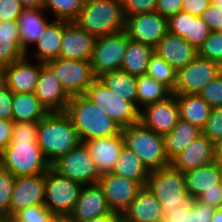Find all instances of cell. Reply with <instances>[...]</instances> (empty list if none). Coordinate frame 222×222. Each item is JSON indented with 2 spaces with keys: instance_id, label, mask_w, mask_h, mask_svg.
Wrapping results in <instances>:
<instances>
[{
  "instance_id": "1",
  "label": "cell",
  "mask_w": 222,
  "mask_h": 222,
  "mask_svg": "<svg viewBox=\"0 0 222 222\" xmlns=\"http://www.w3.org/2000/svg\"><path fill=\"white\" fill-rule=\"evenodd\" d=\"M37 143L52 164L77 147L81 140L66 112H49L38 122Z\"/></svg>"
},
{
  "instance_id": "2",
  "label": "cell",
  "mask_w": 222,
  "mask_h": 222,
  "mask_svg": "<svg viewBox=\"0 0 222 222\" xmlns=\"http://www.w3.org/2000/svg\"><path fill=\"white\" fill-rule=\"evenodd\" d=\"M65 112L71 118L81 142L121 133L122 128L84 95L72 96Z\"/></svg>"
},
{
  "instance_id": "3",
  "label": "cell",
  "mask_w": 222,
  "mask_h": 222,
  "mask_svg": "<svg viewBox=\"0 0 222 222\" xmlns=\"http://www.w3.org/2000/svg\"><path fill=\"white\" fill-rule=\"evenodd\" d=\"M73 22L99 38L124 31L126 17L120 0H85Z\"/></svg>"
},
{
  "instance_id": "4",
  "label": "cell",
  "mask_w": 222,
  "mask_h": 222,
  "mask_svg": "<svg viewBox=\"0 0 222 222\" xmlns=\"http://www.w3.org/2000/svg\"><path fill=\"white\" fill-rule=\"evenodd\" d=\"M121 132L124 145L137 154L150 172L170 166L163 135L146 128L141 122L123 128Z\"/></svg>"
},
{
  "instance_id": "5",
  "label": "cell",
  "mask_w": 222,
  "mask_h": 222,
  "mask_svg": "<svg viewBox=\"0 0 222 222\" xmlns=\"http://www.w3.org/2000/svg\"><path fill=\"white\" fill-rule=\"evenodd\" d=\"M0 166L19 177L45 173L51 164L37 142L11 141L0 153Z\"/></svg>"
},
{
  "instance_id": "6",
  "label": "cell",
  "mask_w": 222,
  "mask_h": 222,
  "mask_svg": "<svg viewBox=\"0 0 222 222\" xmlns=\"http://www.w3.org/2000/svg\"><path fill=\"white\" fill-rule=\"evenodd\" d=\"M83 95L122 129L140 122V110L136 105L111 91L100 78H96Z\"/></svg>"
},
{
  "instance_id": "7",
  "label": "cell",
  "mask_w": 222,
  "mask_h": 222,
  "mask_svg": "<svg viewBox=\"0 0 222 222\" xmlns=\"http://www.w3.org/2000/svg\"><path fill=\"white\" fill-rule=\"evenodd\" d=\"M146 187L153 193L163 208L174 209L190 199L186 189L185 175L171 165L151 171Z\"/></svg>"
},
{
  "instance_id": "8",
  "label": "cell",
  "mask_w": 222,
  "mask_h": 222,
  "mask_svg": "<svg viewBox=\"0 0 222 222\" xmlns=\"http://www.w3.org/2000/svg\"><path fill=\"white\" fill-rule=\"evenodd\" d=\"M221 167L222 164L215 160L211 164L186 171V189L190 198L214 209L222 208Z\"/></svg>"
},
{
  "instance_id": "9",
  "label": "cell",
  "mask_w": 222,
  "mask_h": 222,
  "mask_svg": "<svg viewBox=\"0 0 222 222\" xmlns=\"http://www.w3.org/2000/svg\"><path fill=\"white\" fill-rule=\"evenodd\" d=\"M128 36L125 31L96 39L90 65L96 78L121 69L127 50Z\"/></svg>"
},
{
  "instance_id": "10",
  "label": "cell",
  "mask_w": 222,
  "mask_h": 222,
  "mask_svg": "<svg viewBox=\"0 0 222 222\" xmlns=\"http://www.w3.org/2000/svg\"><path fill=\"white\" fill-rule=\"evenodd\" d=\"M82 185L60 175L52 167L45 172V206L51 213L70 214Z\"/></svg>"
},
{
  "instance_id": "11",
  "label": "cell",
  "mask_w": 222,
  "mask_h": 222,
  "mask_svg": "<svg viewBox=\"0 0 222 222\" xmlns=\"http://www.w3.org/2000/svg\"><path fill=\"white\" fill-rule=\"evenodd\" d=\"M51 167L60 175L68 177L82 186L98 183L100 178L96 163L83 142L60 156L51 164Z\"/></svg>"
},
{
  "instance_id": "12",
  "label": "cell",
  "mask_w": 222,
  "mask_h": 222,
  "mask_svg": "<svg viewBox=\"0 0 222 222\" xmlns=\"http://www.w3.org/2000/svg\"><path fill=\"white\" fill-rule=\"evenodd\" d=\"M222 73L218 62L197 57L185 67L177 70L176 83L172 94H198L203 87Z\"/></svg>"
},
{
  "instance_id": "13",
  "label": "cell",
  "mask_w": 222,
  "mask_h": 222,
  "mask_svg": "<svg viewBox=\"0 0 222 222\" xmlns=\"http://www.w3.org/2000/svg\"><path fill=\"white\" fill-rule=\"evenodd\" d=\"M46 64L53 70L60 84L71 97L83 95L96 79L90 61L58 57Z\"/></svg>"
},
{
  "instance_id": "14",
  "label": "cell",
  "mask_w": 222,
  "mask_h": 222,
  "mask_svg": "<svg viewBox=\"0 0 222 222\" xmlns=\"http://www.w3.org/2000/svg\"><path fill=\"white\" fill-rule=\"evenodd\" d=\"M124 31L131 40L155 47L168 33V20L157 11L132 15L126 17Z\"/></svg>"
},
{
  "instance_id": "15",
  "label": "cell",
  "mask_w": 222,
  "mask_h": 222,
  "mask_svg": "<svg viewBox=\"0 0 222 222\" xmlns=\"http://www.w3.org/2000/svg\"><path fill=\"white\" fill-rule=\"evenodd\" d=\"M98 184L103 190L110 210L121 215L143 188L137 181L113 173L100 176Z\"/></svg>"
},
{
  "instance_id": "16",
  "label": "cell",
  "mask_w": 222,
  "mask_h": 222,
  "mask_svg": "<svg viewBox=\"0 0 222 222\" xmlns=\"http://www.w3.org/2000/svg\"><path fill=\"white\" fill-rule=\"evenodd\" d=\"M179 120L176 95L166 100L149 104L140 110V122L157 134L166 135L172 131Z\"/></svg>"
},
{
  "instance_id": "17",
  "label": "cell",
  "mask_w": 222,
  "mask_h": 222,
  "mask_svg": "<svg viewBox=\"0 0 222 222\" xmlns=\"http://www.w3.org/2000/svg\"><path fill=\"white\" fill-rule=\"evenodd\" d=\"M45 173L19 176L15 179L9 206V216L35 205H45Z\"/></svg>"
},
{
  "instance_id": "18",
  "label": "cell",
  "mask_w": 222,
  "mask_h": 222,
  "mask_svg": "<svg viewBox=\"0 0 222 222\" xmlns=\"http://www.w3.org/2000/svg\"><path fill=\"white\" fill-rule=\"evenodd\" d=\"M34 94L48 112H65L71 99L46 63L42 65Z\"/></svg>"
},
{
  "instance_id": "19",
  "label": "cell",
  "mask_w": 222,
  "mask_h": 222,
  "mask_svg": "<svg viewBox=\"0 0 222 222\" xmlns=\"http://www.w3.org/2000/svg\"><path fill=\"white\" fill-rule=\"evenodd\" d=\"M96 37L81 29L75 22L63 20L60 58L90 61Z\"/></svg>"
},
{
  "instance_id": "20",
  "label": "cell",
  "mask_w": 222,
  "mask_h": 222,
  "mask_svg": "<svg viewBox=\"0 0 222 222\" xmlns=\"http://www.w3.org/2000/svg\"><path fill=\"white\" fill-rule=\"evenodd\" d=\"M83 143L96 163L99 176L112 173L124 145L122 132L114 136L87 140Z\"/></svg>"
},
{
  "instance_id": "21",
  "label": "cell",
  "mask_w": 222,
  "mask_h": 222,
  "mask_svg": "<svg viewBox=\"0 0 222 222\" xmlns=\"http://www.w3.org/2000/svg\"><path fill=\"white\" fill-rule=\"evenodd\" d=\"M25 56L6 66L5 85L12 93H34L43 62H29Z\"/></svg>"
},
{
  "instance_id": "22",
  "label": "cell",
  "mask_w": 222,
  "mask_h": 222,
  "mask_svg": "<svg viewBox=\"0 0 222 222\" xmlns=\"http://www.w3.org/2000/svg\"><path fill=\"white\" fill-rule=\"evenodd\" d=\"M154 52L176 71L185 67L198 55V50L185 38L170 32L154 47Z\"/></svg>"
},
{
  "instance_id": "23",
  "label": "cell",
  "mask_w": 222,
  "mask_h": 222,
  "mask_svg": "<svg viewBox=\"0 0 222 222\" xmlns=\"http://www.w3.org/2000/svg\"><path fill=\"white\" fill-rule=\"evenodd\" d=\"M215 161L214 143L205 135H200L193 140L180 154H178L170 165L182 173L196 169Z\"/></svg>"
},
{
  "instance_id": "24",
  "label": "cell",
  "mask_w": 222,
  "mask_h": 222,
  "mask_svg": "<svg viewBox=\"0 0 222 222\" xmlns=\"http://www.w3.org/2000/svg\"><path fill=\"white\" fill-rule=\"evenodd\" d=\"M111 212L101 186L95 183L82 186L70 214L77 222H82Z\"/></svg>"
},
{
  "instance_id": "25",
  "label": "cell",
  "mask_w": 222,
  "mask_h": 222,
  "mask_svg": "<svg viewBox=\"0 0 222 222\" xmlns=\"http://www.w3.org/2000/svg\"><path fill=\"white\" fill-rule=\"evenodd\" d=\"M168 32L185 38L198 49L210 35L211 29L201 18L180 11L168 19Z\"/></svg>"
},
{
  "instance_id": "26",
  "label": "cell",
  "mask_w": 222,
  "mask_h": 222,
  "mask_svg": "<svg viewBox=\"0 0 222 222\" xmlns=\"http://www.w3.org/2000/svg\"><path fill=\"white\" fill-rule=\"evenodd\" d=\"M122 216L124 222H158L163 220V206L144 186Z\"/></svg>"
},
{
  "instance_id": "27",
  "label": "cell",
  "mask_w": 222,
  "mask_h": 222,
  "mask_svg": "<svg viewBox=\"0 0 222 222\" xmlns=\"http://www.w3.org/2000/svg\"><path fill=\"white\" fill-rule=\"evenodd\" d=\"M44 9L25 8L18 17L17 24L20 34L21 48L28 56L30 45L35 44L37 40L45 33L47 27L55 20L44 16Z\"/></svg>"
},
{
  "instance_id": "28",
  "label": "cell",
  "mask_w": 222,
  "mask_h": 222,
  "mask_svg": "<svg viewBox=\"0 0 222 222\" xmlns=\"http://www.w3.org/2000/svg\"><path fill=\"white\" fill-rule=\"evenodd\" d=\"M17 21L0 22V64L9 66L24 58Z\"/></svg>"
},
{
  "instance_id": "29",
  "label": "cell",
  "mask_w": 222,
  "mask_h": 222,
  "mask_svg": "<svg viewBox=\"0 0 222 222\" xmlns=\"http://www.w3.org/2000/svg\"><path fill=\"white\" fill-rule=\"evenodd\" d=\"M215 209L197 199L190 198L181 207L163 208L165 222H211Z\"/></svg>"
},
{
  "instance_id": "30",
  "label": "cell",
  "mask_w": 222,
  "mask_h": 222,
  "mask_svg": "<svg viewBox=\"0 0 222 222\" xmlns=\"http://www.w3.org/2000/svg\"><path fill=\"white\" fill-rule=\"evenodd\" d=\"M48 113L34 93H12L13 122H39Z\"/></svg>"
},
{
  "instance_id": "31",
  "label": "cell",
  "mask_w": 222,
  "mask_h": 222,
  "mask_svg": "<svg viewBox=\"0 0 222 222\" xmlns=\"http://www.w3.org/2000/svg\"><path fill=\"white\" fill-rule=\"evenodd\" d=\"M202 135V129L179 118L172 131L164 135L166 154L171 162L193 140Z\"/></svg>"
},
{
  "instance_id": "32",
  "label": "cell",
  "mask_w": 222,
  "mask_h": 222,
  "mask_svg": "<svg viewBox=\"0 0 222 222\" xmlns=\"http://www.w3.org/2000/svg\"><path fill=\"white\" fill-rule=\"evenodd\" d=\"M176 98L179 108V118L203 129L210 116L212 107L198 94H178Z\"/></svg>"
},
{
  "instance_id": "33",
  "label": "cell",
  "mask_w": 222,
  "mask_h": 222,
  "mask_svg": "<svg viewBox=\"0 0 222 222\" xmlns=\"http://www.w3.org/2000/svg\"><path fill=\"white\" fill-rule=\"evenodd\" d=\"M62 37L63 20H54L34 44L36 50L33 57L38 58V62L43 63L58 58L62 47Z\"/></svg>"
},
{
  "instance_id": "34",
  "label": "cell",
  "mask_w": 222,
  "mask_h": 222,
  "mask_svg": "<svg viewBox=\"0 0 222 222\" xmlns=\"http://www.w3.org/2000/svg\"><path fill=\"white\" fill-rule=\"evenodd\" d=\"M153 54L154 47L133 41L128 37L127 50L120 70L136 77L146 75Z\"/></svg>"
},
{
  "instance_id": "35",
  "label": "cell",
  "mask_w": 222,
  "mask_h": 222,
  "mask_svg": "<svg viewBox=\"0 0 222 222\" xmlns=\"http://www.w3.org/2000/svg\"><path fill=\"white\" fill-rule=\"evenodd\" d=\"M112 173L137 181L144 187L147 184L150 171L145 167L136 153L123 145Z\"/></svg>"
},
{
  "instance_id": "36",
  "label": "cell",
  "mask_w": 222,
  "mask_h": 222,
  "mask_svg": "<svg viewBox=\"0 0 222 222\" xmlns=\"http://www.w3.org/2000/svg\"><path fill=\"white\" fill-rule=\"evenodd\" d=\"M172 91L163 83L157 82L148 75L137 77L136 107L142 110L145 106L166 100Z\"/></svg>"
},
{
  "instance_id": "37",
  "label": "cell",
  "mask_w": 222,
  "mask_h": 222,
  "mask_svg": "<svg viewBox=\"0 0 222 222\" xmlns=\"http://www.w3.org/2000/svg\"><path fill=\"white\" fill-rule=\"evenodd\" d=\"M103 83L114 93L123 99L133 102L136 105L137 77L118 70L108 72L99 77Z\"/></svg>"
},
{
  "instance_id": "38",
  "label": "cell",
  "mask_w": 222,
  "mask_h": 222,
  "mask_svg": "<svg viewBox=\"0 0 222 222\" xmlns=\"http://www.w3.org/2000/svg\"><path fill=\"white\" fill-rule=\"evenodd\" d=\"M176 74L177 71L154 52L150 58L146 75L152 77L157 82L163 83L173 92L176 83Z\"/></svg>"
},
{
  "instance_id": "39",
  "label": "cell",
  "mask_w": 222,
  "mask_h": 222,
  "mask_svg": "<svg viewBox=\"0 0 222 222\" xmlns=\"http://www.w3.org/2000/svg\"><path fill=\"white\" fill-rule=\"evenodd\" d=\"M85 0H44L43 9L46 11L52 10L55 14V20L74 21L81 9Z\"/></svg>"
},
{
  "instance_id": "40",
  "label": "cell",
  "mask_w": 222,
  "mask_h": 222,
  "mask_svg": "<svg viewBox=\"0 0 222 222\" xmlns=\"http://www.w3.org/2000/svg\"><path fill=\"white\" fill-rule=\"evenodd\" d=\"M197 50L199 57L222 65V31H211L205 42Z\"/></svg>"
},
{
  "instance_id": "41",
  "label": "cell",
  "mask_w": 222,
  "mask_h": 222,
  "mask_svg": "<svg viewBox=\"0 0 222 222\" xmlns=\"http://www.w3.org/2000/svg\"><path fill=\"white\" fill-rule=\"evenodd\" d=\"M16 177L0 166V213L9 216L10 200Z\"/></svg>"
},
{
  "instance_id": "42",
  "label": "cell",
  "mask_w": 222,
  "mask_h": 222,
  "mask_svg": "<svg viewBox=\"0 0 222 222\" xmlns=\"http://www.w3.org/2000/svg\"><path fill=\"white\" fill-rule=\"evenodd\" d=\"M51 215L45 205H35L18 211L12 217L17 222H50Z\"/></svg>"
},
{
  "instance_id": "43",
  "label": "cell",
  "mask_w": 222,
  "mask_h": 222,
  "mask_svg": "<svg viewBox=\"0 0 222 222\" xmlns=\"http://www.w3.org/2000/svg\"><path fill=\"white\" fill-rule=\"evenodd\" d=\"M202 134L213 143L222 138V106L212 108Z\"/></svg>"
},
{
  "instance_id": "44",
  "label": "cell",
  "mask_w": 222,
  "mask_h": 222,
  "mask_svg": "<svg viewBox=\"0 0 222 222\" xmlns=\"http://www.w3.org/2000/svg\"><path fill=\"white\" fill-rule=\"evenodd\" d=\"M198 95L212 108L222 106V73L203 87Z\"/></svg>"
},
{
  "instance_id": "45",
  "label": "cell",
  "mask_w": 222,
  "mask_h": 222,
  "mask_svg": "<svg viewBox=\"0 0 222 222\" xmlns=\"http://www.w3.org/2000/svg\"><path fill=\"white\" fill-rule=\"evenodd\" d=\"M38 122H14L11 141L37 142Z\"/></svg>"
},
{
  "instance_id": "46",
  "label": "cell",
  "mask_w": 222,
  "mask_h": 222,
  "mask_svg": "<svg viewBox=\"0 0 222 222\" xmlns=\"http://www.w3.org/2000/svg\"><path fill=\"white\" fill-rule=\"evenodd\" d=\"M157 0H120L125 17L156 11Z\"/></svg>"
},
{
  "instance_id": "47",
  "label": "cell",
  "mask_w": 222,
  "mask_h": 222,
  "mask_svg": "<svg viewBox=\"0 0 222 222\" xmlns=\"http://www.w3.org/2000/svg\"><path fill=\"white\" fill-rule=\"evenodd\" d=\"M24 9L19 0H0V22L17 21Z\"/></svg>"
},
{
  "instance_id": "48",
  "label": "cell",
  "mask_w": 222,
  "mask_h": 222,
  "mask_svg": "<svg viewBox=\"0 0 222 222\" xmlns=\"http://www.w3.org/2000/svg\"><path fill=\"white\" fill-rule=\"evenodd\" d=\"M201 18L207 23L211 31H222V9L210 4L202 13Z\"/></svg>"
},
{
  "instance_id": "49",
  "label": "cell",
  "mask_w": 222,
  "mask_h": 222,
  "mask_svg": "<svg viewBox=\"0 0 222 222\" xmlns=\"http://www.w3.org/2000/svg\"><path fill=\"white\" fill-rule=\"evenodd\" d=\"M0 119L12 120V92L6 85L0 87Z\"/></svg>"
},
{
  "instance_id": "50",
  "label": "cell",
  "mask_w": 222,
  "mask_h": 222,
  "mask_svg": "<svg viewBox=\"0 0 222 222\" xmlns=\"http://www.w3.org/2000/svg\"><path fill=\"white\" fill-rule=\"evenodd\" d=\"M183 0H157L156 11L167 19L182 10Z\"/></svg>"
},
{
  "instance_id": "51",
  "label": "cell",
  "mask_w": 222,
  "mask_h": 222,
  "mask_svg": "<svg viewBox=\"0 0 222 222\" xmlns=\"http://www.w3.org/2000/svg\"><path fill=\"white\" fill-rule=\"evenodd\" d=\"M211 0H183L182 10L196 17H201L202 13L210 6Z\"/></svg>"
},
{
  "instance_id": "52",
  "label": "cell",
  "mask_w": 222,
  "mask_h": 222,
  "mask_svg": "<svg viewBox=\"0 0 222 222\" xmlns=\"http://www.w3.org/2000/svg\"><path fill=\"white\" fill-rule=\"evenodd\" d=\"M13 124L12 120L0 119V153L11 142Z\"/></svg>"
},
{
  "instance_id": "53",
  "label": "cell",
  "mask_w": 222,
  "mask_h": 222,
  "mask_svg": "<svg viewBox=\"0 0 222 222\" xmlns=\"http://www.w3.org/2000/svg\"><path fill=\"white\" fill-rule=\"evenodd\" d=\"M82 222H124V218L121 214L111 212Z\"/></svg>"
},
{
  "instance_id": "54",
  "label": "cell",
  "mask_w": 222,
  "mask_h": 222,
  "mask_svg": "<svg viewBox=\"0 0 222 222\" xmlns=\"http://www.w3.org/2000/svg\"><path fill=\"white\" fill-rule=\"evenodd\" d=\"M50 222H77L71 214L52 213Z\"/></svg>"
},
{
  "instance_id": "55",
  "label": "cell",
  "mask_w": 222,
  "mask_h": 222,
  "mask_svg": "<svg viewBox=\"0 0 222 222\" xmlns=\"http://www.w3.org/2000/svg\"><path fill=\"white\" fill-rule=\"evenodd\" d=\"M24 8L39 9L43 8L44 0H19Z\"/></svg>"
},
{
  "instance_id": "56",
  "label": "cell",
  "mask_w": 222,
  "mask_h": 222,
  "mask_svg": "<svg viewBox=\"0 0 222 222\" xmlns=\"http://www.w3.org/2000/svg\"><path fill=\"white\" fill-rule=\"evenodd\" d=\"M215 160L222 164V138L214 143Z\"/></svg>"
},
{
  "instance_id": "57",
  "label": "cell",
  "mask_w": 222,
  "mask_h": 222,
  "mask_svg": "<svg viewBox=\"0 0 222 222\" xmlns=\"http://www.w3.org/2000/svg\"><path fill=\"white\" fill-rule=\"evenodd\" d=\"M211 222H222V208L215 209Z\"/></svg>"
},
{
  "instance_id": "58",
  "label": "cell",
  "mask_w": 222,
  "mask_h": 222,
  "mask_svg": "<svg viewBox=\"0 0 222 222\" xmlns=\"http://www.w3.org/2000/svg\"><path fill=\"white\" fill-rule=\"evenodd\" d=\"M5 70L6 66L0 64V87L5 85Z\"/></svg>"
},
{
  "instance_id": "59",
  "label": "cell",
  "mask_w": 222,
  "mask_h": 222,
  "mask_svg": "<svg viewBox=\"0 0 222 222\" xmlns=\"http://www.w3.org/2000/svg\"><path fill=\"white\" fill-rule=\"evenodd\" d=\"M0 222H17L12 216H3Z\"/></svg>"
},
{
  "instance_id": "60",
  "label": "cell",
  "mask_w": 222,
  "mask_h": 222,
  "mask_svg": "<svg viewBox=\"0 0 222 222\" xmlns=\"http://www.w3.org/2000/svg\"><path fill=\"white\" fill-rule=\"evenodd\" d=\"M211 4L222 9V0H211Z\"/></svg>"
},
{
  "instance_id": "61",
  "label": "cell",
  "mask_w": 222,
  "mask_h": 222,
  "mask_svg": "<svg viewBox=\"0 0 222 222\" xmlns=\"http://www.w3.org/2000/svg\"><path fill=\"white\" fill-rule=\"evenodd\" d=\"M220 187H221V192H222V167H221Z\"/></svg>"
},
{
  "instance_id": "62",
  "label": "cell",
  "mask_w": 222,
  "mask_h": 222,
  "mask_svg": "<svg viewBox=\"0 0 222 222\" xmlns=\"http://www.w3.org/2000/svg\"><path fill=\"white\" fill-rule=\"evenodd\" d=\"M4 215L2 214V213H0V220H1V218L3 217Z\"/></svg>"
}]
</instances>
